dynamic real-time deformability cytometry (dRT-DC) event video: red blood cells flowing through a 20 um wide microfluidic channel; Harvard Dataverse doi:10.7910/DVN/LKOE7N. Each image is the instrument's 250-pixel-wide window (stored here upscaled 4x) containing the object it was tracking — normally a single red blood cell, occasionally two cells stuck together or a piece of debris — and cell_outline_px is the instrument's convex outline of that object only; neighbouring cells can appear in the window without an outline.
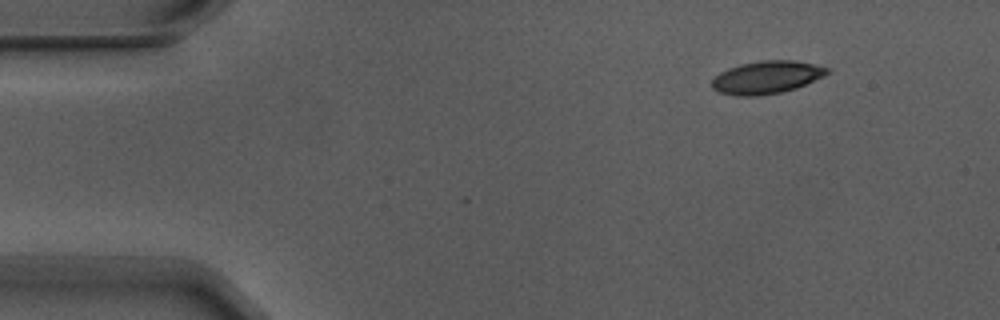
{"species": "Egyptian fruit bat (a non-hibernating species)", "species_latin": "Rousettus aegyptiacus", "temperature_condition": "warm", "stored_images_in_passage": 5, "camera_frame_rate_fps": 3000, "um_per_image_px": 0.085, "animal": {"sex": "male"}, "frame": {"image": 1, "passage_image": 2, "time_ms": 0.333, "image_size_px": [1000, 320], "cell_outline_px": [[832, 72], [824, 76], [796, 88], [780, 92], [756, 96], [736, 96], [720, 92], [712, 88], [712, 80], [720, 72], [728, 68], [740, 64], [764, 60], [792, 60], [832, 68]], "centroid_in_image_um": [65.19, 6.57], "position_along_channel_um": 19.8, "area_um2": 21.96}}